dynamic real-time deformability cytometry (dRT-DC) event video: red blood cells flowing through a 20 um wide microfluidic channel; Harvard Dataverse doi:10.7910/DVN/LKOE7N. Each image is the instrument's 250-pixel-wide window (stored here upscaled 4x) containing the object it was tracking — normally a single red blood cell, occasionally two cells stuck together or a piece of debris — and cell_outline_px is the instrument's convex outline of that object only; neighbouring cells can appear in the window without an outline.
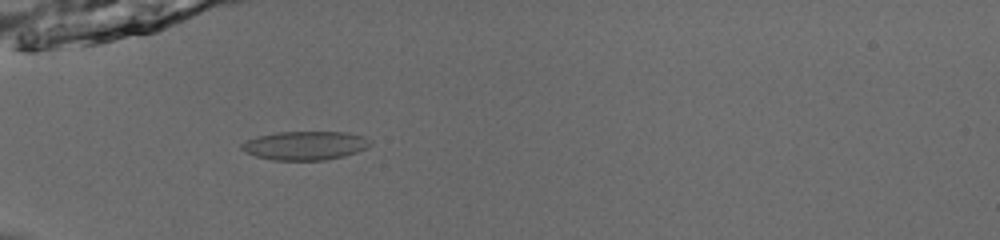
{"species": "common noctule bat (a hibernating species)", "species_latin": "Nyctalus noctula", "temperature_condition": "room temperature", "stored_images_in_passage": 43, "camera_frame_rate_fps": 3000, "um_per_image_px": 0.085, "animal": {"sex": "male", "body_mass_g": 13.0, "forearm_length_mm": 53.1}, "frame": {"image": 1, "passage_image": 9, "time_ms": 2.667, "image_size_px": [1000, 240], "cell_outline_px": [[372, 144], [368, 148], [344, 156], [324, 160], [272, 160], [256, 156], [244, 152], [240, 148], [240, 144], [256, 136], [276, 132], [348, 132], [364, 136], [372, 140]], "centroid_in_image_um": [25.95, 12.36], "position_along_channel_um": 59.0, "area_um2": 21.79}}
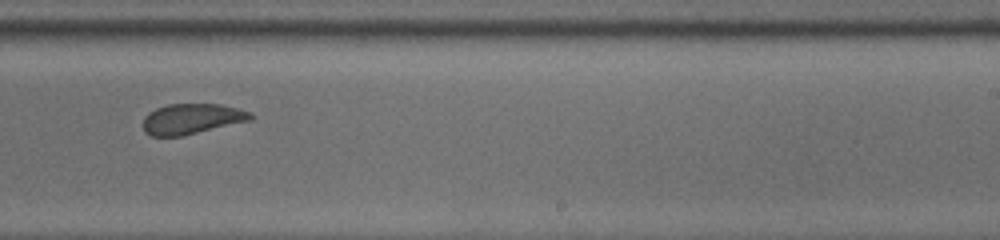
{"frame": {"image": 2, "passage_image": 26, "time_ms": 8.333, "image_size_px": [1000, 240], "cell_outline_px": [[256, 116], [252, 120], [184, 136], [152, 136], [144, 132], [144, 116], [148, 112], [156, 108], [168, 104], [220, 104], [252, 112]], "centroid_in_image_um": [16.33, 10.1], "position_along_channel_um": 272.7, "area_um2": 19.31}}
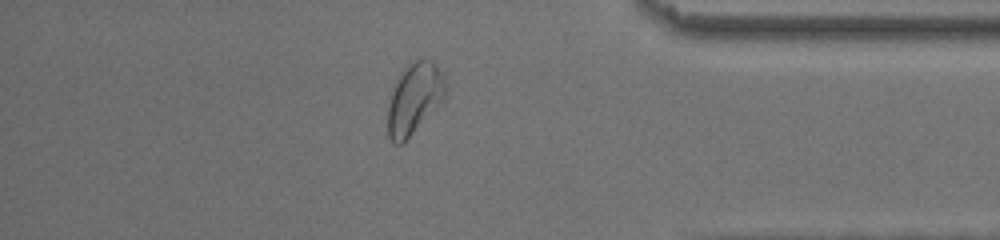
{"frame": {"image": 3, "passage_image": 37, "time_ms": 12.0, "image_size_px": [1000, 240], "cell_outline_px": [[444, 100], [404, 144], [392, 144], [388, 136], [388, 108], [396, 76], [412, 60], [432, 60], [444, 76]], "centroid_in_image_um": [35.19, 8.41], "position_along_channel_um": 400.0, "area_um2": 24.04}, "authors_computed_cell_mechanics": {"area_um2": 20.7502, "velocity_mm_per_s": 3.9245, "shape_relaxation_time_tau1_ms": 4.6377, "shape_relaxation_time_tau2_ms": 1.3426, "deformation_change_tau1": 0.0993, "deformation_change_tau2": 0.0563}}